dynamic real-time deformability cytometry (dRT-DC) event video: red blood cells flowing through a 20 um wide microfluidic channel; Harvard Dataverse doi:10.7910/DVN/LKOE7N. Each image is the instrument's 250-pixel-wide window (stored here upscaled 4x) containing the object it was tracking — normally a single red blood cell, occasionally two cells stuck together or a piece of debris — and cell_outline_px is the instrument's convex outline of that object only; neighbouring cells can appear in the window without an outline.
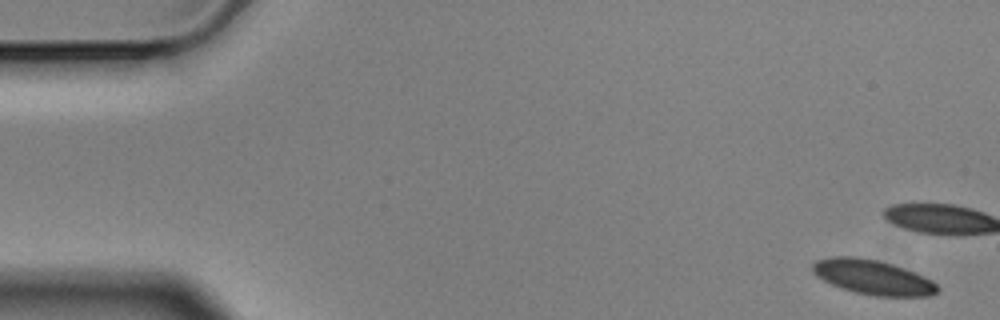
{"species": "Egyptian fruit bat (a non-hibernating species)", "species_latin": "Rousettus aegyptiacus", "temperature_condition": "cold", "stored_images_in_passage": 6, "camera_frame_rate_fps": 3000, "um_per_image_px": 0.085, "animal": {"sex": "male"}, "frame": {"image": 1, "passage_image": 1, "time_ms": 0.0, "image_size_px": [1000, 320], "cell_outline_px": [[940, 288], [932, 296], [872, 296], [840, 288], [816, 276], [812, 272], [812, 264], [816, 260], [832, 256], [856, 256], [876, 260], [892, 264], [916, 272], [932, 280]], "centroid_in_image_um": [74.19, 23.56], "position_along_channel_um": 10.8, "area_um2": 25.37}}
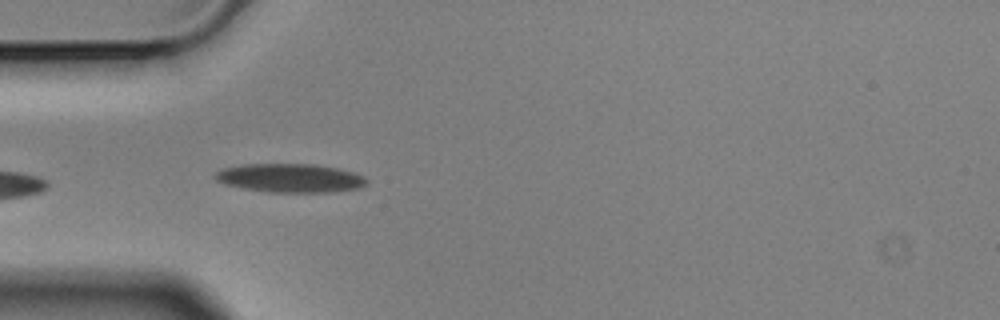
{"frame": {"image": 2, "passage_image": 5, "time_ms": 1.333, "image_size_px": [1000, 320], "cell_outline_px": [[368, 184], [360, 188], [332, 192], [268, 192], [244, 188], [224, 184], [216, 180], [212, 176], [216, 172], [224, 168], [244, 164], [312, 164], [340, 168], [356, 172], [364, 176], [368, 180]], "centroid_in_image_um": [24.71, 15.13], "position_along_channel_um": 60.3, "area_um2": 25.61}}
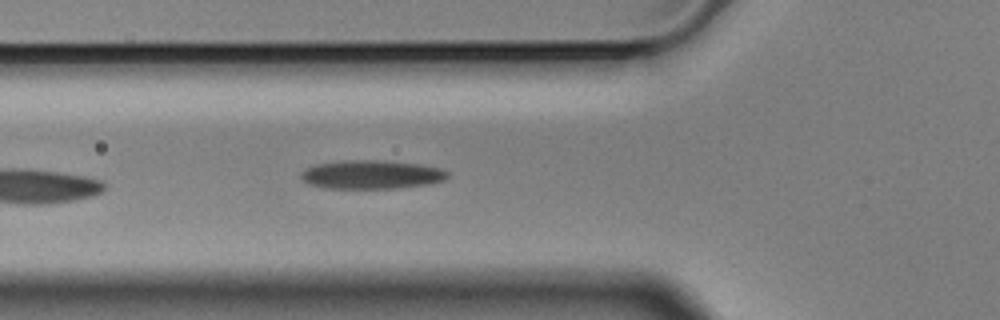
{"frame": {"image": 3, "passage_image": 6, "time_ms": 1.667, "image_size_px": [1000, 320], "cell_outline_px": [[448, 176], [444, 180], [428, 184], [400, 188], [324, 188], [308, 184], [300, 176], [300, 172], [316, 164], [340, 160], [380, 160], [420, 164], [440, 168], [448, 172]], "centroid_in_image_um": [31.56, 14.83], "position_along_channel_um": 94.2, "area_um2": 24.57}}